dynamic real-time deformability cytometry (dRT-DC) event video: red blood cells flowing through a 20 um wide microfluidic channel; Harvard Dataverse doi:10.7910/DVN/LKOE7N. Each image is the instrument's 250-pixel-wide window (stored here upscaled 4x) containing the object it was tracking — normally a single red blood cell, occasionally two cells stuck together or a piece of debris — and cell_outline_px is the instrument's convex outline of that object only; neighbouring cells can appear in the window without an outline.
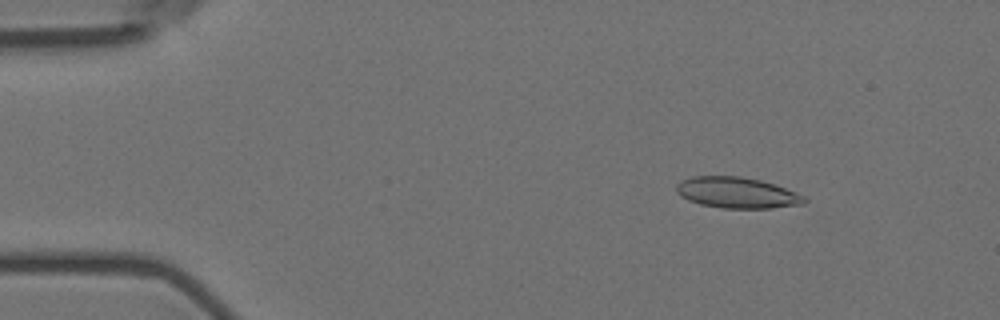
{"species": "Egyptian fruit bat (a non-hibernating species)", "species_latin": "Rousettus aegyptiacus", "temperature_condition": "room temperature", "stored_images_in_passage": 56, "camera_frame_rate_fps": 3000, "um_per_image_px": 0.085, "animal": {"sex": "female"}, "frame": {"image": 1, "passage_image": 7, "time_ms": 2.0, "image_size_px": [1000, 320], "cell_outline_px": [[808, 200], [804, 204], [772, 208], [720, 208], [700, 204], [688, 200], [680, 196], [676, 192], [676, 184], [680, 180], [692, 176], [740, 176], [760, 180], [776, 184], [804, 196]], "centroid_in_image_um": [62.62, 16.38], "position_along_channel_um": 22.4, "area_um2": 23.29}}
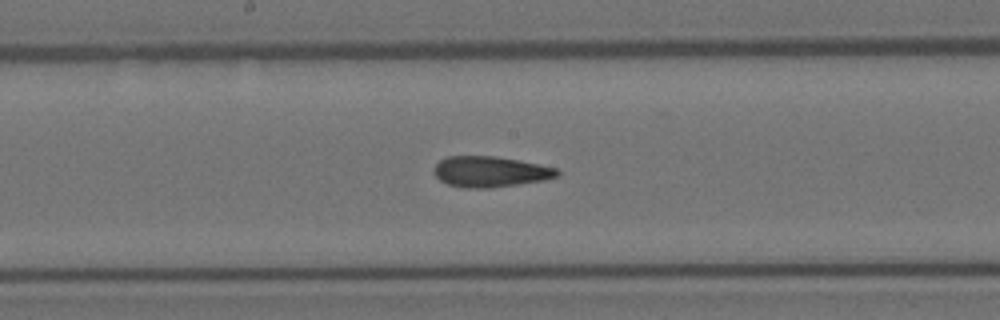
{"frame": {"image": 2, "passage_image": 29, "time_ms": 9.333, "image_size_px": [1000, 320], "cell_outline_px": [[560, 176], [544, 180], [520, 184], [488, 188], [464, 188], [448, 184], [440, 180], [432, 172], [432, 168], [440, 160], [448, 156], [496, 156], [556, 168], [560, 172]], "centroid_in_image_um": [41.64, 14.6], "position_along_channel_um": 206.6, "area_um2": 22.08}}
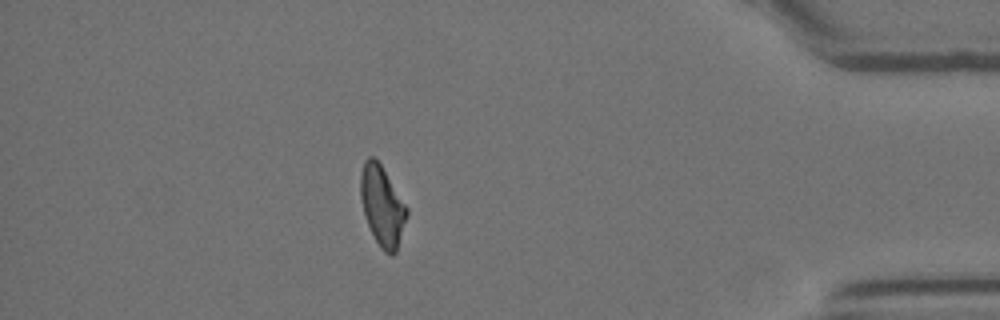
{"frame": {"image": 3, "passage_image": 49, "time_ms": 16.0, "image_size_px": [1000, 320], "cell_outline_px": [[408, 216], [396, 252], [392, 256], [384, 252], [380, 248], [368, 224], [364, 212], [360, 196], [360, 172], [364, 160], [368, 156], [372, 156], [380, 164], [408, 208]], "centroid_in_image_um": [32.49, 17.51], "position_along_channel_um": 402.7, "area_um2": 21.44}, "authors_computed_cell_mechanics": {"area_um2": 22.1663, "velocity_mm_per_s": 3.5939, "shape_relaxation_time_tau1_ms": null, "shape_relaxation_time_tau2_ms": 3.7304, "deformation_change_tau1": null, "deformation_change_tau2": 0.1137}}